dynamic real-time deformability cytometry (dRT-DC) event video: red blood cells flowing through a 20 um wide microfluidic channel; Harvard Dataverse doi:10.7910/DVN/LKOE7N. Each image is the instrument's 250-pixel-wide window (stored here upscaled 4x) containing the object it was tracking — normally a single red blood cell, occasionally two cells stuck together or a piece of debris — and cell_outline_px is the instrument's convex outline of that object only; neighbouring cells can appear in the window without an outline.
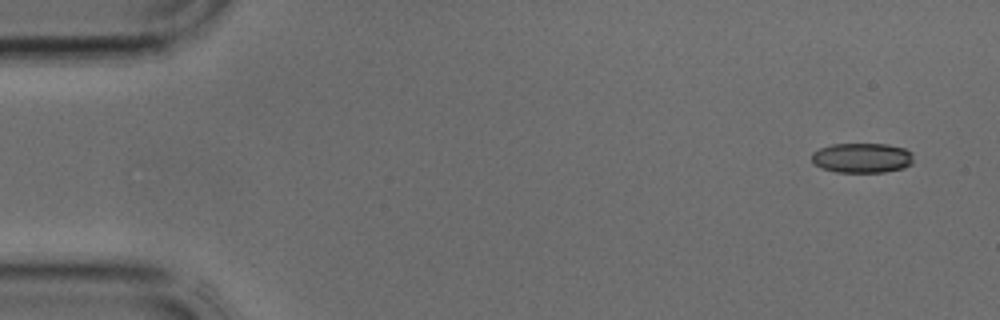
{"species": "common noctule bat (a hibernating species)", "species_latin": "Nyctalus noctula", "temperature_condition": "cold", "stored_images_in_passage": 38, "camera_frame_rate_fps": 3000, "um_per_image_px": 0.085, "animal": {"sex": "male", "body_mass_g": 17.9, "forearm_length_mm": 54.2}, "frame": {"image": 1, "passage_image": 1, "time_ms": 0.0, "image_size_px": [1000, 320], "cell_outline_px": [[912, 164], [904, 168], [884, 172], [836, 172], [820, 168], [812, 164], [812, 152], [820, 148], [832, 144], [888, 144], [904, 148], [912, 152]], "centroid_in_image_um": [73.25, 13.42], "position_along_channel_um": 11.7, "area_um2": 17.92}}
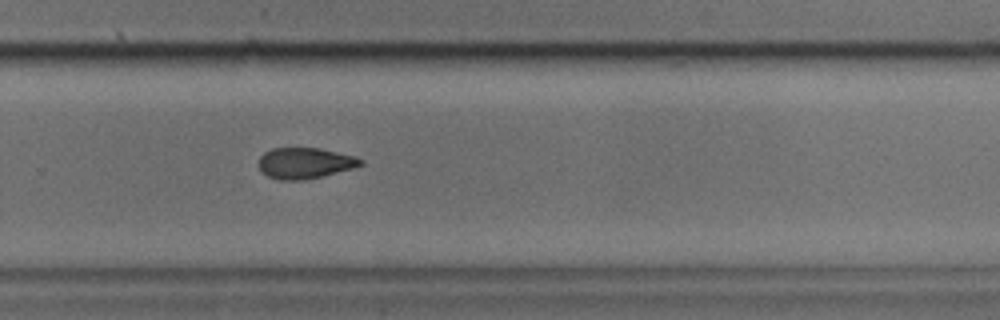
{"frame": {"image": 2, "passage_image": 25, "time_ms": 8.0, "image_size_px": [1000, 320], "cell_outline_px": [[364, 164], [352, 168], [304, 180], [280, 180], [268, 176], [260, 168], [260, 156], [264, 152], [272, 148], [320, 148], [356, 156], [364, 160]], "centroid_in_image_um": [25.94, 13.85], "position_along_channel_um": 303.9, "area_um2": 18.21}}
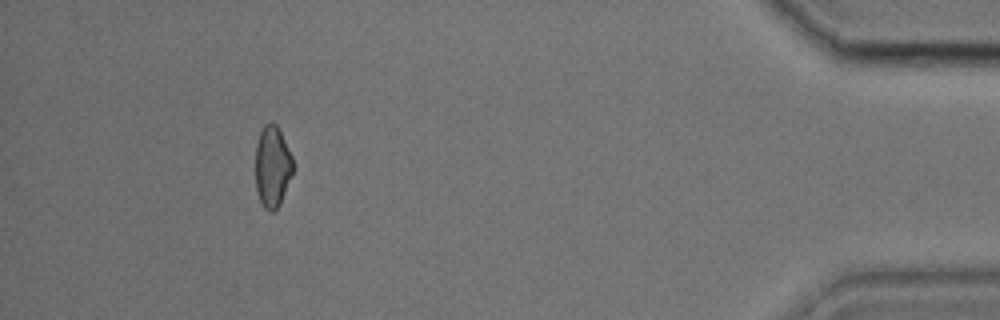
{"frame": {"image": 3, "passage_image": 35, "time_ms": 11.333, "image_size_px": [1000, 320], "cell_outline_px": [[296, 168], [280, 204], [272, 212], [264, 208], [256, 192], [256, 144], [260, 132], [264, 124], [276, 124], [292, 156]], "centroid_in_image_um": [23.18, 14.19], "position_along_channel_um": 412.0, "area_um2": 17.92}}